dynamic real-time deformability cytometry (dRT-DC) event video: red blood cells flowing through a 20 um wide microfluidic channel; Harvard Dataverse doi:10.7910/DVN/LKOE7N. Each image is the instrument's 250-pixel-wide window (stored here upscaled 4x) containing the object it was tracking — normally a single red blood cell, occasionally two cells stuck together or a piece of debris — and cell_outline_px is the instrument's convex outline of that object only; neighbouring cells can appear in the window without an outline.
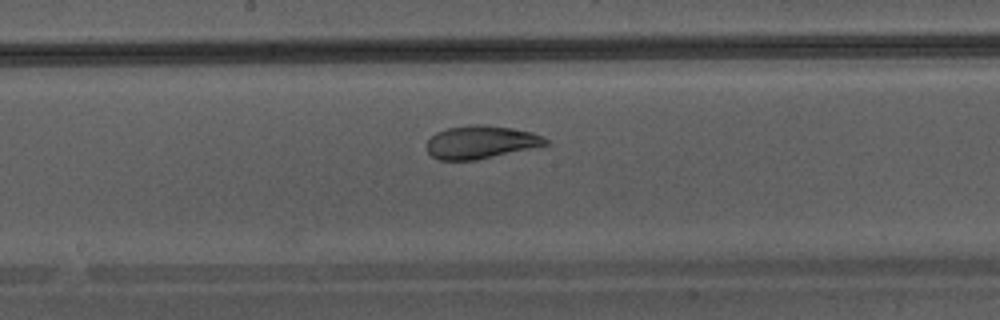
{"species": "Egyptian fruit bat (a non-hibernating species)", "species_latin": "Rousettus aegyptiacus", "temperature_condition": "warm", "stored_images_in_passage": 25, "camera_frame_rate_fps": 3000, "um_per_image_px": 0.085, "animal": {"sex": "male"}, "frame": {"image": 1, "passage_image": 21, "time_ms": 6.667, "image_size_px": [1000, 320], "cell_outline_px": [[548, 144], [476, 160], [440, 160], [432, 156], [428, 152], [424, 144], [436, 132], [448, 128], [468, 124], [484, 124], [512, 128], [532, 132], [544, 136], [548, 140]], "centroid_in_image_um": [40.83, 12.07], "position_along_channel_um": 207.4, "area_um2": 22.89}}
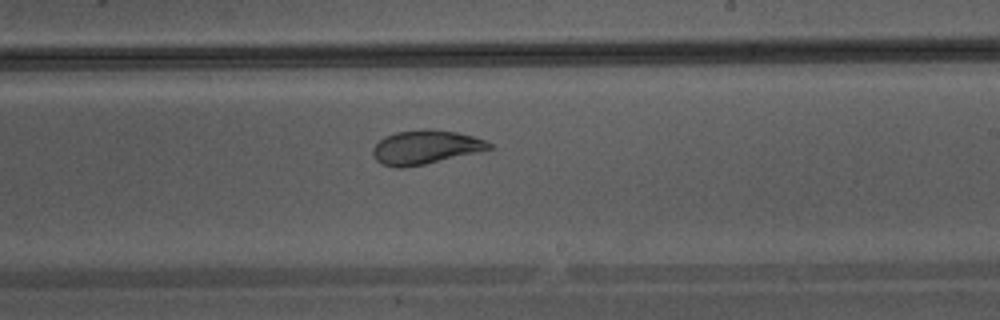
{"frame": {"image": 2, "passage_image": 24, "time_ms": 7.667, "image_size_px": [1000, 320], "cell_outline_px": [[496, 148], [480, 152], [424, 164], [404, 168], [396, 168], [384, 164], [376, 160], [372, 152], [372, 148], [384, 136], [396, 132], [424, 128], [456, 132], [472, 136], [484, 140], [492, 144]], "centroid_in_image_um": [36.18, 12.51], "position_along_channel_um": 252.8, "area_um2": 23.06}}